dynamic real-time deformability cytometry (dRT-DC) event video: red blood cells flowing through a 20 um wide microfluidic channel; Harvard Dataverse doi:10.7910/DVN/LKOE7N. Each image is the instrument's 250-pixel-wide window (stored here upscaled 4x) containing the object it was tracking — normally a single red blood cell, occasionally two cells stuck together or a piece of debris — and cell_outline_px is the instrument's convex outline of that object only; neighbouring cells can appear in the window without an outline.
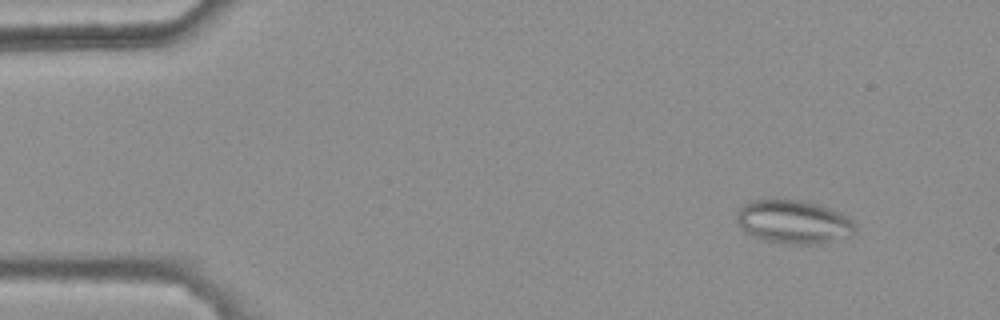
{"species": "common noctule bat (a hibernating species)", "species_latin": "Nyctalus noctula", "temperature_condition": "warm", "stored_images_in_passage": 47, "camera_frame_rate_fps": 3000, "um_per_image_px": 0.085, "animal": {"sex": "female", "body_mass_g": 25.1}, "frame": {"image": 1, "passage_image": 6, "time_ms": 1.667, "image_size_px": [1000, 320], "cell_outline_px": [[856, 232], [852, 236], [820, 244], [792, 244], [764, 240], [744, 232], [740, 228], [736, 220], [736, 212], [744, 204], [752, 200], [772, 196], [804, 200], [820, 204], [832, 208], [840, 212], [852, 220], [856, 224]], "centroid_in_image_um": [67.45, 18.81], "position_along_channel_um": 17.6, "area_um2": 31.21}}
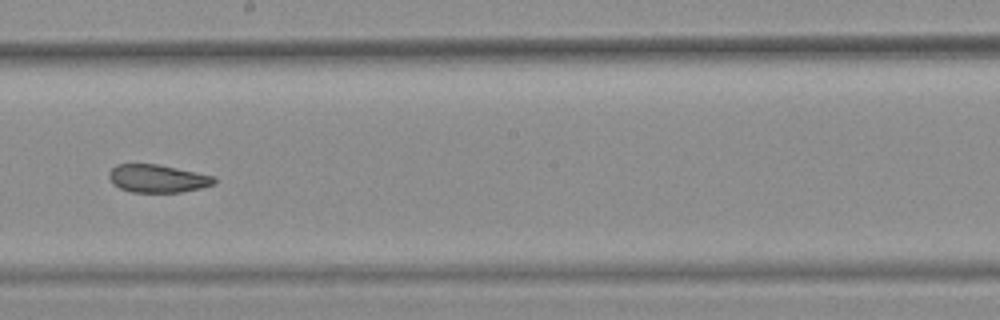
{"frame": {"image": 2, "passage_image": 31, "time_ms": 10.0, "image_size_px": [1000, 320], "cell_outline_px": [[216, 184], [200, 188], [180, 192], [132, 192], [120, 188], [108, 176], [108, 172], [116, 164], [156, 164], [216, 176]], "centroid_in_image_um": [13.43, 15.17], "position_along_channel_um": 234.8, "area_um2": 16.99}}
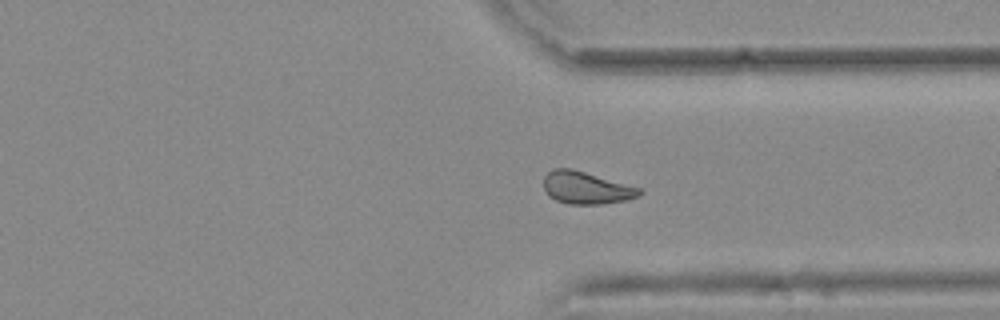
{"frame": {"image": 3, "passage_image": 41, "time_ms": 13.333, "image_size_px": [1000, 320], "cell_outline_px": [[644, 192], [640, 196], [624, 200], [600, 204], [568, 204], [556, 200], [548, 196], [544, 188], [544, 176], [552, 168], [572, 168], [640, 188]], "centroid_in_image_um": [49.8, 15.96], "position_along_channel_um": 361.6, "area_um2": 18.03}, "authors_computed_cell_mechanics": {"area_um2": 18.7272, "velocity_mm_per_s": 3.7828, "shape_relaxation_time_tau1_ms": null, "shape_relaxation_time_tau2_ms": 3.3526, "deformation_change_tau1": null, "deformation_change_tau2": 0.1077}}